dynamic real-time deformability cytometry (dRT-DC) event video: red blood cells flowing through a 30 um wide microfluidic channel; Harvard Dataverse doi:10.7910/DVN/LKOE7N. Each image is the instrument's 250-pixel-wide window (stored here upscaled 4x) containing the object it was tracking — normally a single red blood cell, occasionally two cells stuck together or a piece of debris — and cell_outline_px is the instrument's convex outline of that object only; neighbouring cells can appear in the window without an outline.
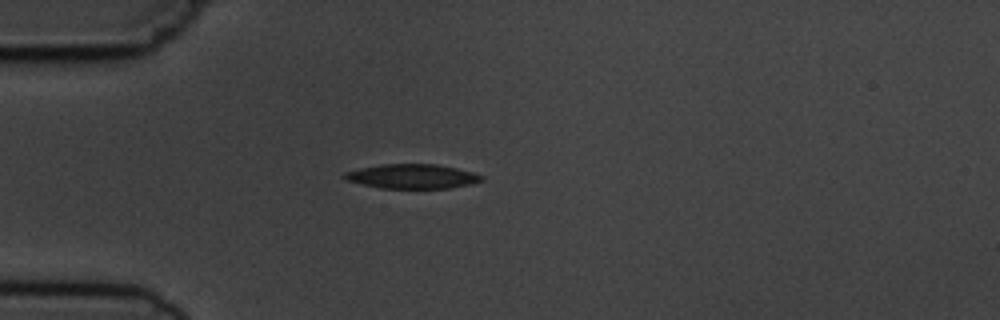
{"species": "common noctule bat (a hibernating species)", "species_latin": "Nyctalus noctula", "temperature_condition": "cold", "stored_images_in_passage": 3, "camera_frame_rate_fps": 3000, "um_per_image_px": 0.085, "animal": {"sex": "male", "body_mass_g": 19.5, "forearm_length_mm": 54.6}, "frame": {"image": 1, "passage_image": 3, "time_ms": 3.0, "image_size_px": [1000, 320], "cell_outline_px": [[484, 180], [472, 184], [448, 188], [380, 188], [344, 180], [340, 176], [344, 172], [360, 168], [380, 164], [436, 164], [456, 168], [472, 172], [484, 176]], "centroid_in_image_um": [35.0, 14.99], "position_along_channel_um": 50.0, "area_um2": 19.65}}